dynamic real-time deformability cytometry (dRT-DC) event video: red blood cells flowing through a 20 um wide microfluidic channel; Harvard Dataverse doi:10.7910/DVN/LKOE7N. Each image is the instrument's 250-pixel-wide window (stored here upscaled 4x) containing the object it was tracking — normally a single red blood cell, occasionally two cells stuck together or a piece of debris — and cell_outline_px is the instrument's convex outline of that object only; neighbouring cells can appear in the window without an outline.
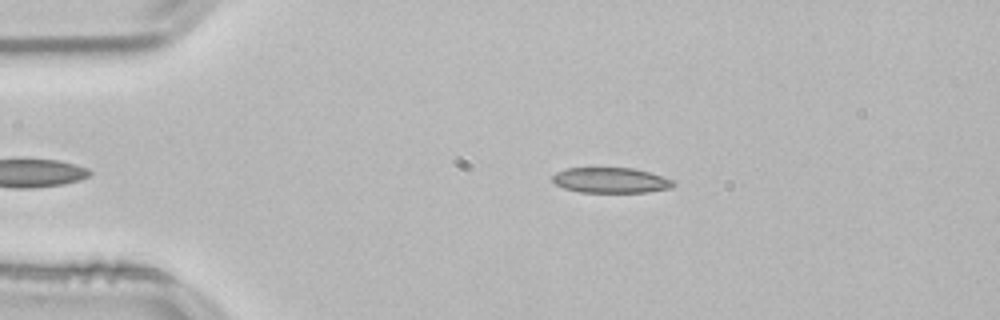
{"species": "common noctule bat (a hibernating species)", "species_latin": "Nyctalus noctula", "temperature_condition": "room temperature", "stored_images_in_passage": 39, "camera_frame_rate_fps": 3000, "um_per_image_px": 0.085, "animal": {"sex": "male", "body_mass_g": 21.5, "forearm_length_mm": 52.0}, "frame": {"image": 1, "passage_image": 3, "time_ms": 0.667, "image_size_px": [1000, 320], "cell_outline_px": [[676, 184], [672, 188], [648, 192], [580, 192], [564, 188], [556, 184], [552, 180], [552, 176], [556, 172], [564, 168], [632, 168], [648, 172], [676, 180]], "centroid_in_image_um": [51.94, 15.32], "position_along_channel_um": 33.1, "area_um2": 17.98}}
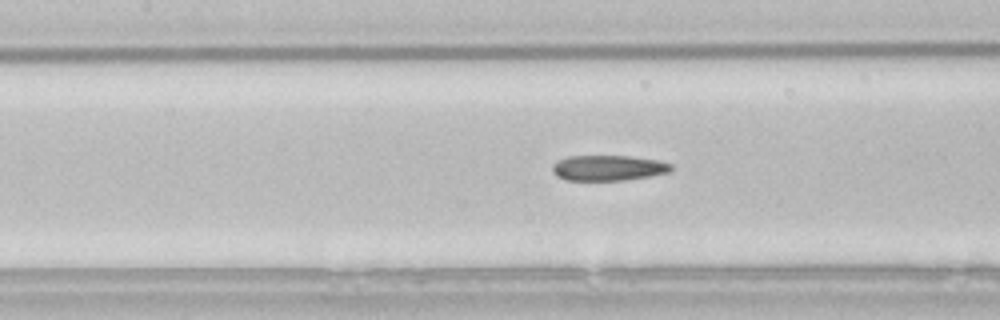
{"frame": {"image": 2, "passage_image": 16, "time_ms": 5.0, "image_size_px": [1000, 320], "cell_outline_px": [[672, 168], [668, 172], [648, 176], [624, 180], [568, 180], [556, 176], [552, 172], [552, 164], [568, 156], [628, 156], [660, 160], [672, 164]], "centroid_in_image_um": [51.69, 14.27], "position_along_channel_um": 155.7, "area_um2": 17.51}}
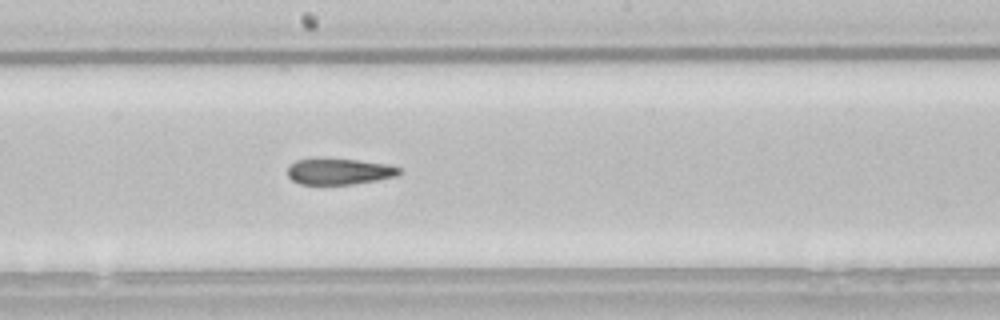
{"frame": {"image": 3, "passage_image": 21, "time_ms": 6.667, "image_size_px": [1000, 320], "cell_outline_px": [[400, 172], [396, 176], [352, 184], [300, 184], [292, 180], [288, 176], [288, 164], [296, 160], [356, 160], [388, 164], [400, 168]], "centroid_in_image_um": [28.81, 14.59], "position_along_channel_um": 219.4, "area_um2": 16.47}, "authors_computed_cell_mechanics": {"area_um2": 18.6694, "velocity_mm_per_s": 3.8257, "shape_relaxation_time_tau1_ms": null, "shape_relaxation_time_tau2_ms": 3.8551, "deformation_change_tau1": null, "deformation_change_tau2": 0.1268}}